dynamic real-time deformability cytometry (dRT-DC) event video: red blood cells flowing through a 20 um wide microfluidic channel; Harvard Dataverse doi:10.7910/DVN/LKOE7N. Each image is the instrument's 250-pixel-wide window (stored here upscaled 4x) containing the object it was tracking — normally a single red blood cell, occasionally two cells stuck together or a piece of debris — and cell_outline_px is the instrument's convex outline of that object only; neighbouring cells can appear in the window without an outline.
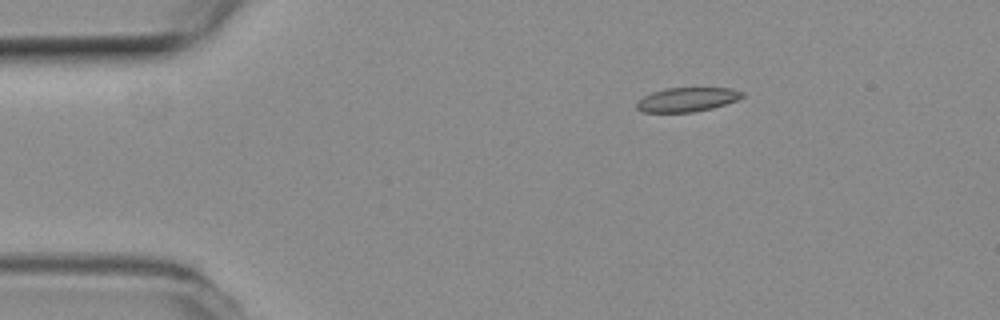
{"species": "common noctule bat (a hibernating species)", "species_latin": "Nyctalus noctula", "temperature_condition": "room temperature", "stored_images_in_passage": 4, "camera_frame_rate_fps": 3000, "um_per_image_px": 0.085, "animal": {"sex": "female", "body_mass_g": 19.3, "forearm_length_mm": 54.1}, "frame": {"image": 1, "passage_image": 2, "time_ms": 0.333, "image_size_px": [1000, 320], "cell_outline_px": [[744, 96], [736, 100], [712, 108], [692, 112], [644, 112], [636, 108], [636, 104], [644, 96], [652, 92], [668, 88], [732, 88], [744, 92]], "centroid_in_image_um": [58.42, 8.46], "position_along_channel_um": 26.6, "area_um2": 14.68}}